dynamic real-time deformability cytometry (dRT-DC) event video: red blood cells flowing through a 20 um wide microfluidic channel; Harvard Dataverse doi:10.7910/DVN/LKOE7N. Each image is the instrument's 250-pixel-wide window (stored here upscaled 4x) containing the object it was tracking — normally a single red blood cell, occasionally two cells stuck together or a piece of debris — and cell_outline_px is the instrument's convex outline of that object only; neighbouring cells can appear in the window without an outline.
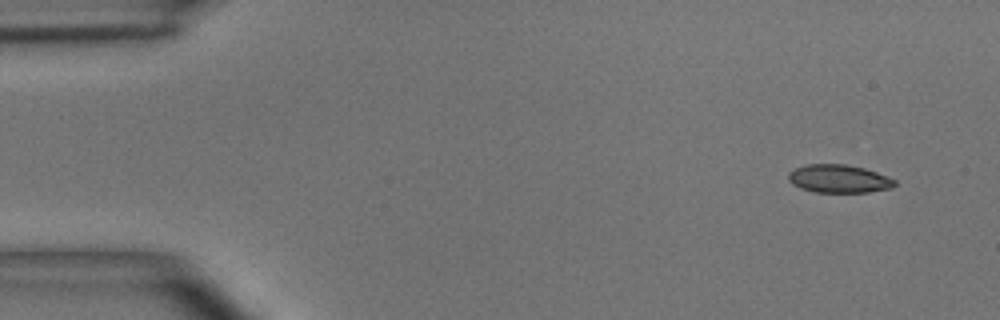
{"species": "common noctule bat (a hibernating species)", "species_latin": "Nyctalus noctula", "temperature_condition": "room temperature", "stored_images_in_passage": 4, "camera_frame_rate_fps": 3000, "um_per_image_px": 0.085, "animal": {"sex": "male", "body_mass_g": 15.6}, "frame": {"image": 1, "passage_image": 1, "time_ms": 0.0, "image_size_px": [1000, 320], "cell_outline_px": [[896, 184], [892, 188], [868, 192], [816, 192], [800, 188], [792, 184], [788, 180], [788, 172], [796, 168], [808, 164], [844, 164], [864, 168], [888, 176], [896, 180]], "centroid_in_image_um": [71.31, 15.19], "position_along_channel_um": 13.7, "area_um2": 17.46}}
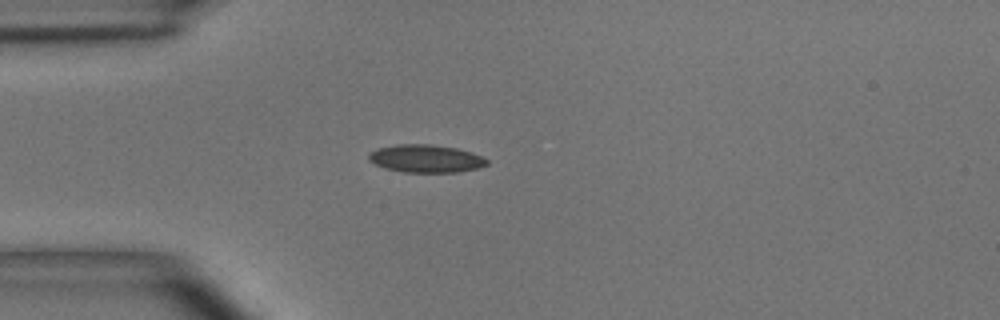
{"frame": {"image": 2, "passage_image": 4, "time_ms": 3.333, "image_size_px": [1000, 320], "cell_outline_px": [[488, 164], [476, 168], [456, 172], [404, 172], [384, 168], [368, 160], [368, 152], [376, 148], [396, 144], [432, 144], [456, 148], [472, 152], [488, 160]], "centroid_in_image_um": [36.14, 13.47], "position_along_channel_um": 48.9, "area_um2": 19.19}}